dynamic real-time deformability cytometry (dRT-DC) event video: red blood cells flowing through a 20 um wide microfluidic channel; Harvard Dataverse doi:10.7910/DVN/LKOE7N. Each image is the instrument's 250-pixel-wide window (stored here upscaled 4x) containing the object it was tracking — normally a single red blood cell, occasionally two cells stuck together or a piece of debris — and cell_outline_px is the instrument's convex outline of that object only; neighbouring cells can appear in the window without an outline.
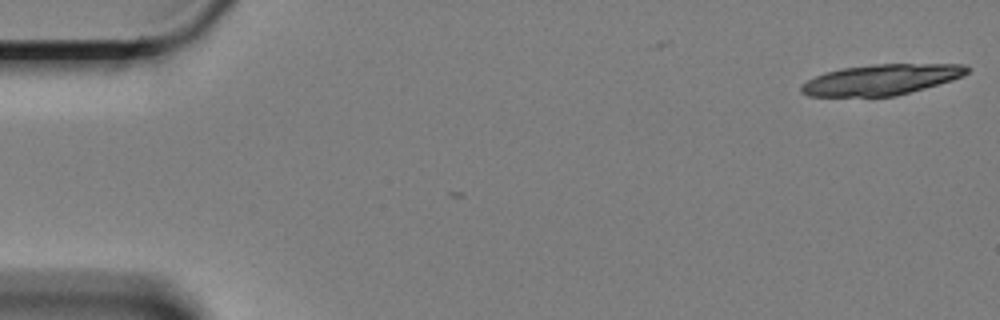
{"species": "Egyptian fruit bat (a non-hibernating species)", "species_latin": "Rousettus aegyptiacus", "temperature_condition": "cold", "stored_images_in_passage": 4, "camera_frame_rate_fps": 3000, "um_per_image_px": 0.085, "animal": {"sex": "female"}, "frame": {"image": 1, "passage_image": 1, "time_ms": 0.0, "image_size_px": [1000, 320], "cell_outline_px": [[972, 68], [964, 76], [952, 80], [896, 96], [808, 96], [800, 92], [800, 88], [808, 80], [824, 72], [840, 68], [876, 64], [964, 64]], "centroid_in_image_um": [74.93, 6.76], "position_along_channel_um": 10.1, "area_um2": 29.59}}